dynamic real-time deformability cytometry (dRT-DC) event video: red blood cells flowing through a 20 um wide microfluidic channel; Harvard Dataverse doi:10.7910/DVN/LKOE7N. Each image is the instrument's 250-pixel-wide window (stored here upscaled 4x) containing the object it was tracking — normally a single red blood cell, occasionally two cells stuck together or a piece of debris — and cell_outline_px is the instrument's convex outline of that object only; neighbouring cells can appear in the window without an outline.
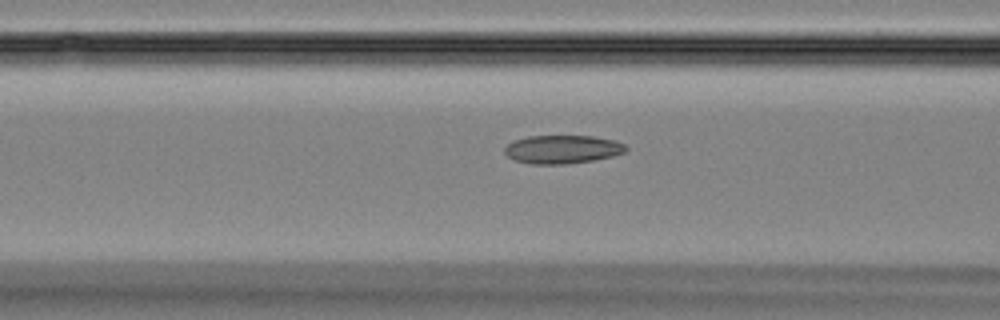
{"species": "Egyptian fruit bat (a non-hibernating species)", "species_latin": "Rousettus aegyptiacus", "temperature_condition": "room temperature", "stored_images_in_passage": 50, "camera_frame_rate_fps": 3000, "um_per_image_px": 0.085, "animal": {"sex": "female"}, "frame": {"image": 1, "passage_image": 20, "time_ms": 6.333, "image_size_px": [1000, 320], "cell_outline_px": [[628, 148], [624, 152], [612, 156], [592, 160], [564, 164], [532, 164], [512, 160], [504, 152], [504, 148], [512, 140], [528, 136], [592, 136], [616, 140], [624, 144]], "centroid_in_image_um": [47.77, 12.69], "position_along_channel_um": 118.8, "area_um2": 20.11}}
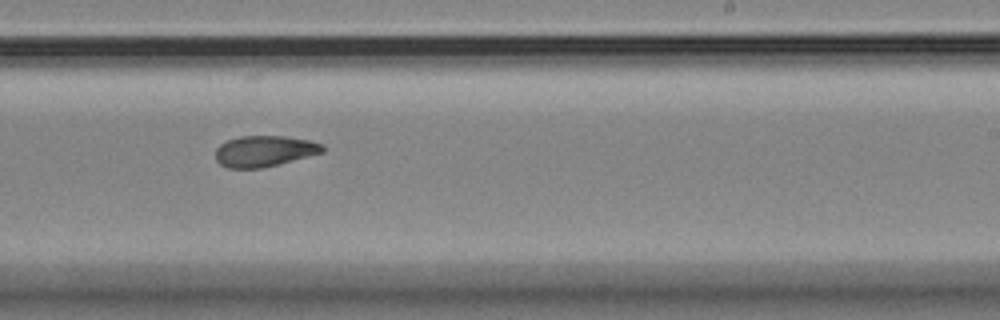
{"frame": {"image": 2, "passage_image": 31, "time_ms": 10.0, "image_size_px": [1000, 320], "cell_outline_px": [[324, 152], [260, 168], [228, 168], [220, 164], [216, 160], [216, 148], [220, 144], [228, 140], [240, 136], [284, 136], [308, 140], [324, 144]], "centroid_in_image_um": [22.45, 12.83], "position_along_channel_um": 266.5, "area_um2": 19.13}}
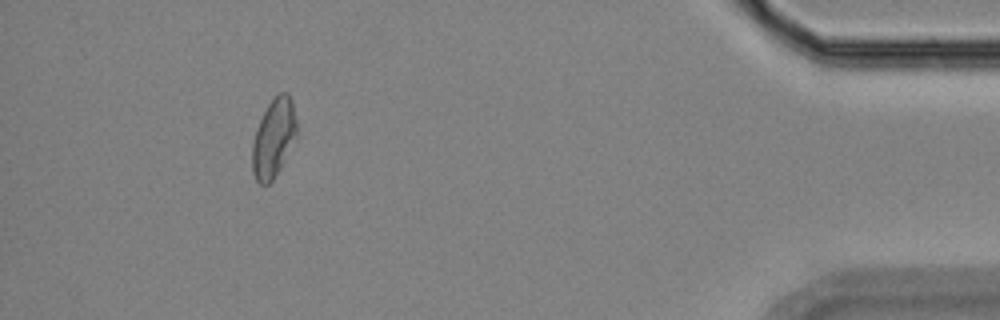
{"frame": {"image": 3, "passage_image": 46, "time_ms": 15.0, "image_size_px": [1000, 320], "cell_outline_px": [[296, 140], [276, 176], [268, 184], [260, 184], [256, 180], [252, 172], [252, 144], [256, 128], [268, 104], [280, 92], [288, 92], [292, 100], [296, 120]], "centroid_in_image_um": [23.26, 11.76], "position_along_channel_um": 411.9, "area_um2": 20.46}}